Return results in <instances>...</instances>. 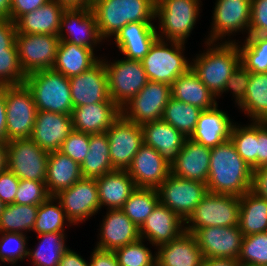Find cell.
<instances>
[{"mask_svg": "<svg viewBox=\"0 0 267 266\" xmlns=\"http://www.w3.org/2000/svg\"><path fill=\"white\" fill-rule=\"evenodd\" d=\"M237 42L205 41L206 52L196 54L191 69L201 82L219 97L231 91L233 99L238 90L241 72V54Z\"/></svg>", "mask_w": 267, "mask_h": 266, "instance_id": "cell-1", "label": "cell"}, {"mask_svg": "<svg viewBox=\"0 0 267 266\" xmlns=\"http://www.w3.org/2000/svg\"><path fill=\"white\" fill-rule=\"evenodd\" d=\"M253 170L229 138L211 148L207 189L210 193L240 197L252 188Z\"/></svg>", "mask_w": 267, "mask_h": 266, "instance_id": "cell-2", "label": "cell"}, {"mask_svg": "<svg viewBox=\"0 0 267 266\" xmlns=\"http://www.w3.org/2000/svg\"><path fill=\"white\" fill-rule=\"evenodd\" d=\"M155 3L156 0H93L91 8L100 35L107 40L128 23H153Z\"/></svg>", "mask_w": 267, "mask_h": 266, "instance_id": "cell-3", "label": "cell"}, {"mask_svg": "<svg viewBox=\"0 0 267 266\" xmlns=\"http://www.w3.org/2000/svg\"><path fill=\"white\" fill-rule=\"evenodd\" d=\"M24 84L32 93L38 111L71 115L73 102L68 77L46 69L26 75Z\"/></svg>", "mask_w": 267, "mask_h": 266, "instance_id": "cell-4", "label": "cell"}, {"mask_svg": "<svg viewBox=\"0 0 267 266\" xmlns=\"http://www.w3.org/2000/svg\"><path fill=\"white\" fill-rule=\"evenodd\" d=\"M201 3V0H156L155 20L158 18L159 26L155 28L158 39L186 43L201 13Z\"/></svg>", "mask_w": 267, "mask_h": 266, "instance_id": "cell-5", "label": "cell"}, {"mask_svg": "<svg viewBox=\"0 0 267 266\" xmlns=\"http://www.w3.org/2000/svg\"><path fill=\"white\" fill-rule=\"evenodd\" d=\"M185 45L157 39L141 60L148 81L171 85L180 75L187 73L191 69V62L184 56Z\"/></svg>", "mask_w": 267, "mask_h": 266, "instance_id": "cell-6", "label": "cell"}, {"mask_svg": "<svg viewBox=\"0 0 267 266\" xmlns=\"http://www.w3.org/2000/svg\"><path fill=\"white\" fill-rule=\"evenodd\" d=\"M240 197L208 192L185 221V231L212 226H239Z\"/></svg>", "mask_w": 267, "mask_h": 266, "instance_id": "cell-7", "label": "cell"}, {"mask_svg": "<svg viewBox=\"0 0 267 266\" xmlns=\"http://www.w3.org/2000/svg\"><path fill=\"white\" fill-rule=\"evenodd\" d=\"M6 143L32 135L38 109L25 84L5 86Z\"/></svg>", "mask_w": 267, "mask_h": 266, "instance_id": "cell-8", "label": "cell"}, {"mask_svg": "<svg viewBox=\"0 0 267 266\" xmlns=\"http://www.w3.org/2000/svg\"><path fill=\"white\" fill-rule=\"evenodd\" d=\"M102 60L108 74L110 98L122 108L147 84L146 72L139 60Z\"/></svg>", "mask_w": 267, "mask_h": 266, "instance_id": "cell-9", "label": "cell"}, {"mask_svg": "<svg viewBox=\"0 0 267 266\" xmlns=\"http://www.w3.org/2000/svg\"><path fill=\"white\" fill-rule=\"evenodd\" d=\"M159 203L167 206L184 221L208 193L207 185L195 180H187L170 173L157 188Z\"/></svg>", "mask_w": 267, "mask_h": 266, "instance_id": "cell-10", "label": "cell"}, {"mask_svg": "<svg viewBox=\"0 0 267 266\" xmlns=\"http://www.w3.org/2000/svg\"><path fill=\"white\" fill-rule=\"evenodd\" d=\"M48 155L31 138L7 142V168L19 179L45 182Z\"/></svg>", "mask_w": 267, "mask_h": 266, "instance_id": "cell-11", "label": "cell"}, {"mask_svg": "<svg viewBox=\"0 0 267 266\" xmlns=\"http://www.w3.org/2000/svg\"><path fill=\"white\" fill-rule=\"evenodd\" d=\"M251 0H217L213 10V18L211 30L208 38L209 42H222L228 36V41L236 42V39L231 40L229 36L239 31L246 32L249 35V26L251 23ZM230 39V40H229Z\"/></svg>", "mask_w": 267, "mask_h": 266, "instance_id": "cell-12", "label": "cell"}, {"mask_svg": "<svg viewBox=\"0 0 267 266\" xmlns=\"http://www.w3.org/2000/svg\"><path fill=\"white\" fill-rule=\"evenodd\" d=\"M170 98L171 85L148 81L138 94L121 108V114L137 125L161 120Z\"/></svg>", "mask_w": 267, "mask_h": 266, "instance_id": "cell-13", "label": "cell"}, {"mask_svg": "<svg viewBox=\"0 0 267 266\" xmlns=\"http://www.w3.org/2000/svg\"><path fill=\"white\" fill-rule=\"evenodd\" d=\"M60 39L50 34H16L20 67L26 75L52 69Z\"/></svg>", "mask_w": 267, "mask_h": 266, "instance_id": "cell-14", "label": "cell"}, {"mask_svg": "<svg viewBox=\"0 0 267 266\" xmlns=\"http://www.w3.org/2000/svg\"><path fill=\"white\" fill-rule=\"evenodd\" d=\"M55 197L61 203L71 225L85 222L101 210L96 178L82 177Z\"/></svg>", "mask_w": 267, "mask_h": 266, "instance_id": "cell-15", "label": "cell"}, {"mask_svg": "<svg viewBox=\"0 0 267 266\" xmlns=\"http://www.w3.org/2000/svg\"><path fill=\"white\" fill-rule=\"evenodd\" d=\"M57 36L60 42L85 46L93 51L98 46L97 44L102 43V41L106 42L100 35L96 16L91 7L66 8L61 18Z\"/></svg>", "mask_w": 267, "mask_h": 266, "instance_id": "cell-16", "label": "cell"}, {"mask_svg": "<svg viewBox=\"0 0 267 266\" xmlns=\"http://www.w3.org/2000/svg\"><path fill=\"white\" fill-rule=\"evenodd\" d=\"M109 155L114 169L127 170L133 157L143 144L141 125L127 120L122 114L106 131Z\"/></svg>", "mask_w": 267, "mask_h": 266, "instance_id": "cell-17", "label": "cell"}, {"mask_svg": "<svg viewBox=\"0 0 267 266\" xmlns=\"http://www.w3.org/2000/svg\"><path fill=\"white\" fill-rule=\"evenodd\" d=\"M203 258L236 259L241 252L243 233L239 226L205 227L193 234Z\"/></svg>", "mask_w": 267, "mask_h": 266, "instance_id": "cell-18", "label": "cell"}, {"mask_svg": "<svg viewBox=\"0 0 267 266\" xmlns=\"http://www.w3.org/2000/svg\"><path fill=\"white\" fill-rule=\"evenodd\" d=\"M73 108L114 102L109 95L108 74L102 58L89 70L69 78Z\"/></svg>", "mask_w": 267, "mask_h": 266, "instance_id": "cell-19", "label": "cell"}, {"mask_svg": "<svg viewBox=\"0 0 267 266\" xmlns=\"http://www.w3.org/2000/svg\"><path fill=\"white\" fill-rule=\"evenodd\" d=\"M234 102L251 121L267 122V72L240 73Z\"/></svg>", "mask_w": 267, "mask_h": 266, "instance_id": "cell-20", "label": "cell"}, {"mask_svg": "<svg viewBox=\"0 0 267 266\" xmlns=\"http://www.w3.org/2000/svg\"><path fill=\"white\" fill-rule=\"evenodd\" d=\"M126 171L136 187L156 189L168 178L171 167L158 151L143 143Z\"/></svg>", "mask_w": 267, "mask_h": 266, "instance_id": "cell-21", "label": "cell"}, {"mask_svg": "<svg viewBox=\"0 0 267 266\" xmlns=\"http://www.w3.org/2000/svg\"><path fill=\"white\" fill-rule=\"evenodd\" d=\"M140 237L158 247L177 239L185 232V221L160 203L139 227Z\"/></svg>", "mask_w": 267, "mask_h": 266, "instance_id": "cell-22", "label": "cell"}, {"mask_svg": "<svg viewBox=\"0 0 267 266\" xmlns=\"http://www.w3.org/2000/svg\"><path fill=\"white\" fill-rule=\"evenodd\" d=\"M99 232L95 248L103 251H114L141 238L139 227L121 209L107 210Z\"/></svg>", "mask_w": 267, "mask_h": 266, "instance_id": "cell-23", "label": "cell"}, {"mask_svg": "<svg viewBox=\"0 0 267 266\" xmlns=\"http://www.w3.org/2000/svg\"><path fill=\"white\" fill-rule=\"evenodd\" d=\"M73 130L71 115L38 111L30 138L47 152L59 151L61 144Z\"/></svg>", "mask_w": 267, "mask_h": 266, "instance_id": "cell-24", "label": "cell"}, {"mask_svg": "<svg viewBox=\"0 0 267 266\" xmlns=\"http://www.w3.org/2000/svg\"><path fill=\"white\" fill-rule=\"evenodd\" d=\"M211 148L187 138L177 159L170 165L171 174L207 184Z\"/></svg>", "mask_w": 267, "mask_h": 266, "instance_id": "cell-25", "label": "cell"}, {"mask_svg": "<svg viewBox=\"0 0 267 266\" xmlns=\"http://www.w3.org/2000/svg\"><path fill=\"white\" fill-rule=\"evenodd\" d=\"M121 115L115 102H99L74 107L71 113L74 130L87 134L106 133Z\"/></svg>", "mask_w": 267, "mask_h": 266, "instance_id": "cell-26", "label": "cell"}, {"mask_svg": "<svg viewBox=\"0 0 267 266\" xmlns=\"http://www.w3.org/2000/svg\"><path fill=\"white\" fill-rule=\"evenodd\" d=\"M155 27L154 23H128L114 36V43L124 58L141 61L158 39Z\"/></svg>", "mask_w": 267, "mask_h": 266, "instance_id": "cell-27", "label": "cell"}, {"mask_svg": "<svg viewBox=\"0 0 267 266\" xmlns=\"http://www.w3.org/2000/svg\"><path fill=\"white\" fill-rule=\"evenodd\" d=\"M141 128L143 143L153 147L171 165L187 138L163 119L145 123Z\"/></svg>", "mask_w": 267, "mask_h": 266, "instance_id": "cell-28", "label": "cell"}, {"mask_svg": "<svg viewBox=\"0 0 267 266\" xmlns=\"http://www.w3.org/2000/svg\"><path fill=\"white\" fill-rule=\"evenodd\" d=\"M156 266H201L203 256L195 236L186 231L177 239L158 246Z\"/></svg>", "mask_w": 267, "mask_h": 266, "instance_id": "cell-29", "label": "cell"}, {"mask_svg": "<svg viewBox=\"0 0 267 266\" xmlns=\"http://www.w3.org/2000/svg\"><path fill=\"white\" fill-rule=\"evenodd\" d=\"M233 121L226 112L218 109V104L203 110L190 139L206 147L213 148L230 138Z\"/></svg>", "mask_w": 267, "mask_h": 266, "instance_id": "cell-30", "label": "cell"}, {"mask_svg": "<svg viewBox=\"0 0 267 266\" xmlns=\"http://www.w3.org/2000/svg\"><path fill=\"white\" fill-rule=\"evenodd\" d=\"M67 7L49 0L42 7L22 15L16 22L17 33L58 35L62 15Z\"/></svg>", "mask_w": 267, "mask_h": 266, "instance_id": "cell-31", "label": "cell"}, {"mask_svg": "<svg viewBox=\"0 0 267 266\" xmlns=\"http://www.w3.org/2000/svg\"><path fill=\"white\" fill-rule=\"evenodd\" d=\"M100 209H122L131 193L137 188L126 170L115 169L96 178Z\"/></svg>", "mask_w": 267, "mask_h": 266, "instance_id": "cell-32", "label": "cell"}, {"mask_svg": "<svg viewBox=\"0 0 267 266\" xmlns=\"http://www.w3.org/2000/svg\"><path fill=\"white\" fill-rule=\"evenodd\" d=\"M81 178V166L78 162L60 151L49 152L45 184L50 196L70 188Z\"/></svg>", "mask_w": 267, "mask_h": 266, "instance_id": "cell-33", "label": "cell"}, {"mask_svg": "<svg viewBox=\"0 0 267 266\" xmlns=\"http://www.w3.org/2000/svg\"><path fill=\"white\" fill-rule=\"evenodd\" d=\"M92 49L70 42H60L53 70L71 78L89 70L100 59Z\"/></svg>", "mask_w": 267, "mask_h": 266, "instance_id": "cell-34", "label": "cell"}, {"mask_svg": "<svg viewBox=\"0 0 267 266\" xmlns=\"http://www.w3.org/2000/svg\"><path fill=\"white\" fill-rule=\"evenodd\" d=\"M171 97L202 110H208L217 105V97L201 82L192 69L180 75L171 84Z\"/></svg>", "mask_w": 267, "mask_h": 266, "instance_id": "cell-35", "label": "cell"}, {"mask_svg": "<svg viewBox=\"0 0 267 266\" xmlns=\"http://www.w3.org/2000/svg\"><path fill=\"white\" fill-rule=\"evenodd\" d=\"M239 228L244 236L267 231V200L251 190L240 196Z\"/></svg>", "mask_w": 267, "mask_h": 266, "instance_id": "cell-36", "label": "cell"}, {"mask_svg": "<svg viewBox=\"0 0 267 266\" xmlns=\"http://www.w3.org/2000/svg\"><path fill=\"white\" fill-rule=\"evenodd\" d=\"M106 133L90 134L89 151L81 166L82 177L97 178L115 170L109 155Z\"/></svg>", "mask_w": 267, "mask_h": 266, "instance_id": "cell-37", "label": "cell"}, {"mask_svg": "<svg viewBox=\"0 0 267 266\" xmlns=\"http://www.w3.org/2000/svg\"><path fill=\"white\" fill-rule=\"evenodd\" d=\"M65 232L38 234L34 249H28V259L34 266H59L62 255L69 249Z\"/></svg>", "mask_w": 267, "mask_h": 266, "instance_id": "cell-38", "label": "cell"}, {"mask_svg": "<svg viewBox=\"0 0 267 266\" xmlns=\"http://www.w3.org/2000/svg\"><path fill=\"white\" fill-rule=\"evenodd\" d=\"M39 205L9 204L0 213V232L25 234L35 226ZM25 231V232H24Z\"/></svg>", "mask_w": 267, "mask_h": 266, "instance_id": "cell-39", "label": "cell"}, {"mask_svg": "<svg viewBox=\"0 0 267 266\" xmlns=\"http://www.w3.org/2000/svg\"><path fill=\"white\" fill-rule=\"evenodd\" d=\"M240 73L267 72V35H248L242 45Z\"/></svg>", "mask_w": 267, "mask_h": 266, "instance_id": "cell-40", "label": "cell"}, {"mask_svg": "<svg viewBox=\"0 0 267 266\" xmlns=\"http://www.w3.org/2000/svg\"><path fill=\"white\" fill-rule=\"evenodd\" d=\"M203 110L171 97L165 106L162 119L181 132L186 138L193 134Z\"/></svg>", "mask_w": 267, "mask_h": 266, "instance_id": "cell-41", "label": "cell"}, {"mask_svg": "<svg viewBox=\"0 0 267 266\" xmlns=\"http://www.w3.org/2000/svg\"><path fill=\"white\" fill-rule=\"evenodd\" d=\"M239 125L233 123L230 139L241 158L252 170H255L258 168L257 121H252L245 126Z\"/></svg>", "mask_w": 267, "mask_h": 266, "instance_id": "cell-42", "label": "cell"}, {"mask_svg": "<svg viewBox=\"0 0 267 266\" xmlns=\"http://www.w3.org/2000/svg\"><path fill=\"white\" fill-rule=\"evenodd\" d=\"M57 202V203H56ZM56 203V204H54ZM69 223L61 203L55 196H49L39 205L32 232L38 234L65 232L64 224Z\"/></svg>", "mask_w": 267, "mask_h": 266, "instance_id": "cell-43", "label": "cell"}, {"mask_svg": "<svg viewBox=\"0 0 267 266\" xmlns=\"http://www.w3.org/2000/svg\"><path fill=\"white\" fill-rule=\"evenodd\" d=\"M158 203L159 198L156 189L137 187L121 210L140 227Z\"/></svg>", "mask_w": 267, "mask_h": 266, "instance_id": "cell-44", "label": "cell"}, {"mask_svg": "<svg viewBox=\"0 0 267 266\" xmlns=\"http://www.w3.org/2000/svg\"><path fill=\"white\" fill-rule=\"evenodd\" d=\"M238 261L243 266H267V231L243 237Z\"/></svg>", "mask_w": 267, "mask_h": 266, "instance_id": "cell-45", "label": "cell"}, {"mask_svg": "<svg viewBox=\"0 0 267 266\" xmlns=\"http://www.w3.org/2000/svg\"><path fill=\"white\" fill-rule=\"evenodd\" d=\"M144 239L115 249L119 266H156V254L144 244Z\"/></svg>", "mask_w": 267, "mask_h": 266, "instance_id": "cell-46", "label": "cell"}, {"mask_svg": "<svg viewBox=\"0 0 267 266\" xmlns=\"http://www.w3.org/2000/svg\"><path fill=\"white\" fill-rule=\"evenodd\" d=\"M27 238L25 234L0 232V261L12 266L22 262L28 256Z\"/></svg>", "mask_w": 267, "mask_h": 266, "instance_id": "cell-47", "label": "cell"}, {"mask_svg": "<svg viewBox=\"0 0 267 266\" xmlns=\"http://www.w3.org/2000/svg\"><path fill=\"white\" fill-rule=\"evenodd\" d=\"M26 74L20 67L17 50L0 51V86L24 84Z\"/></svg>", "mask_w": 267, "mask_h": 266, "instance_id": "cell-48", "label": "cell"}, {"mask_svg": "<svg viewBox=\"0 0 267 266\" xmlns=\"http://www.w3.org/2000/svg\"><path fill=\"white\" fill-rule=\"evenodd\" d=\"M49 196L45 182L20 179L14 203L22 205H40Z\"/></svg>", "mask_w": 267, "mask_h": 266, "instance_id": "cell-49", "label": "cell"}, {"mask_svg": "<svg viewBox=\"0 0 267 266\" xmlns=\"http://www.w3.org/2000/svg\"><path fill=\"white\" fill-rule=\"evenodd\" d=\"M89 141L90 134L73 130L61 144L59 151L81 165L88 154Z\"/></svg>", "mask_w": 267, "mask_h": 266, "instance_id": "cell-50", "label": "cell"}, {"mask_svg": "<svg viewBox=\"0 0 267 266\" xmlns=\"http://www.w3.org/2000/svg\"><path fill=\"white\" fill-rule=\"evenodd\" d=\"M249 35H267V0H251Z\"/></svg>", "mask_w": 267, "mask_h": 266, "instance_id": "cell-51", "label": "cell"}, {"mask_svg": "<svg viewBox=\"0 0 267 266\" xmlns=\"http://www.w3.org/2000/svg\"><path fill=\"white\" fill-rule=\"evenodd\" d=\"M20 179L8 168L0 172V200L9 205L14 203Z\"/></svg>", "mask_w": 267, "mask_h": 266, "instance_id": "cell-52", "label": "cell"}, {"mask_svg": "<svg viewBox=\"0 0 267 266\" xmlns=\"http://www.w3.org/2000/svg\"><path fill=\"white\" fill-rule=\"evenodd\" d=\"M16 25L9 18H0V51L17 50Z\"/></svg>", "mask_w": 267, "mask_h": 266, "instance_id": "cell-53", "label": "cell"}, {"mask_svg": "<svg viewBox=\"0 0 267 266\" xmlns=\"http://www.w3.org/2000/svg\"><path fill=\"white\" fill-rule=\"evenodd\" d=\"M49 0H11L9 19L14 23L24 14L42 7Z\"/></svg>", "mask_w": 267, "mask_h": 266, "instance_id": "cell-54", "label": "cell"}, {"mask_svg": "<svg viewBox=\"0 0 267 266\" xmlns=\"http://www.w3.org/2000/svg\"><path fill=\"white\" fill-rule=\"evenodd\" d=\"M258 168L267 166V122L257 121Z\"/></svg>", "mask_w": 267, "mask_h": 266, "instance_id": "cell-55", "label": "cell"}, {"mask_svg": "<svg viewBox=\"0 0 267 266\" xmlns=\"http://www.w3.org/2000/svg\"><path fill=\"white\" fill-rule=\"evenodd\" d=\"M251 191L267 200V166L253 170Z\"/></svg>", "mask_w": 267, "mask_h": 266, "instance_id": "cell-56", "label": "cell"}, {"mask_svg": "<svg viewBox=\"0 0 267 266\" xmlns=\"http://www.w3.org/2000/svg\"><path fill=\"white\" fill-rule=\"evenodd\" d=\"M90 266H119V264L113 251L94 248L90 257Z\"/></svg>", "mask_w": 267, "mask_h": 266, "instance_id": "cell-57", "label": "cell"}, {"mask_svg": "<svg viewBox=\"0 0 267 266\" xmlns=\"http://www.w3.org/2000/svg\"><path fill=\"white\" fill-rule=\"evenodd\" d=\"M59 266H90V262L69 248L62 255Z\"/></svg>", "mask_w": 267, "mask_h": 266, "instance_id": "cell-58", "label": "cell"}, {"mask_svg": "<svg viewBox=\"0 0 267 266\" xmlns=\"http://www.w3.org/2000/svg\"><path fill=\"white\" fill-rule=\"evenodd\" d=\"M6 100L5 86H0V141L6 142Z\"/></svg>", "mask_w": 267, "mask_h": 266, "instance_id": "cell-59", "label": "cell"}, {"mask_svg": "<svg viewBox=\"0 0 267 266\" xmlns=\"http://www.w3.org/2000/svg\"><path fill=\"white\" fill-rule=\"evenodd\" d=\"M236 259L203 258L201 266H240Z\"/></svg>", "mask_w": 267, "mask_h": 266, "instance_id": "cell-60", "label": "cell"}, {"mask_svg": "<svg viewBox=\"0 0 267 266\" xmlns=\"http://www.w3.org/2000/svg\"><path fill=\"white\" fill-rule=\"evenodd\" d=\"M67 8L70 7H91L93 0H55Z\"/></svg>", "mask_w": 267, "mask_h": 266, "instance_id": "cell-61", "label": "cell"}, {"mask_svg": "<svg viewBox=\"0 0 267 266\" xmlns=\"http://www.w3.org/2000/svg\"><path fill=\"white\" fill-rule=\"evenodd\" d=\"M7 168V143L0 141V172Z\"/></svg>", "mask_w": 267, "mask_h": 266, "instance_id": "cell-62", "label": "cell"}, {"mask_svg": "<svg viewBox=\"0 0 267 266\" xmlns=\"http://www.w3.org/2000/svg\"><path fill=\"white\" fill-rule=\"evenodd\" d=\"M11 0H0V18H9Z\"/></svg>", "mask_w": 267, "mask_h": 266, "instance_id": "cell-63", "label": "cell"}, {"mask_svg": "<svg viewBox=\"0 0 267 266\" xmlns=\"http://www.w3.org/2000/svg\"><path fill=\"white\" fill-rule=\"evenodd\" d=\"M5 204L0 200V213L3 211Z\"/></svg>", "mask_w": 267, "mask_h": 266, "instance_id": "cell-64", "label": "cell"}]
</instances>
